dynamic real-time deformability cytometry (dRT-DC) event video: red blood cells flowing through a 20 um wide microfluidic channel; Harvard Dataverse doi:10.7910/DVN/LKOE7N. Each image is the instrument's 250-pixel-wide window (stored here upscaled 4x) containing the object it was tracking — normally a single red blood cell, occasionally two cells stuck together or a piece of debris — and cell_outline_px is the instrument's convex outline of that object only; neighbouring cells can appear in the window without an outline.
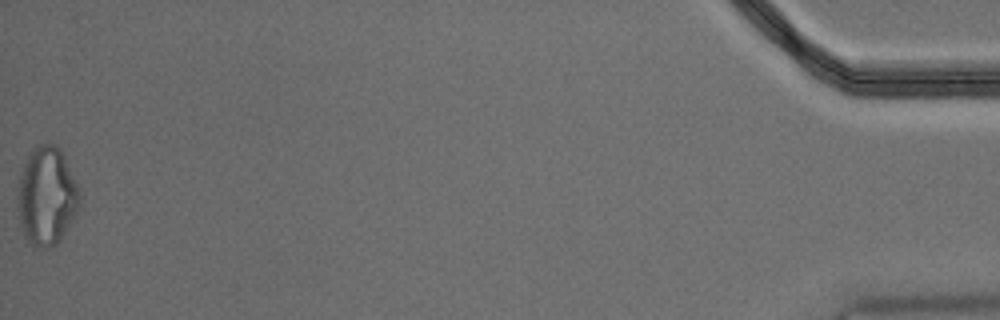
{"species": "Egyptian fruit bat (a non-hibernating species)", "species_latin": "Rousettus aegyptiacus", "temperature_condition": "warm", "stored_images_in_passage": 58, "segment_of_instrument_passage": [2, 2], "camera_frame_rate_fps": 3000, "um_per_image_px": 0.085, "animal": {"sex": "male"}, "frame": {"image": 1, "passage_image": 57, "time_ms": 18.667, "image_size_px": [1000, 320], "cell_outline_px": [[84, 204], [60, 240], [52, 248], [36, 248], [28, 244], [24, 236], [20, 224], [16, 208], [16, 192], [20, 172], [28, 152], [36, 144], [56, 144], [60, 148], [76, 180]], "centroid_in_image_um": [3.96, 16.69], "position_along_channel_um": 431.2, "area_um2": 37.05}}